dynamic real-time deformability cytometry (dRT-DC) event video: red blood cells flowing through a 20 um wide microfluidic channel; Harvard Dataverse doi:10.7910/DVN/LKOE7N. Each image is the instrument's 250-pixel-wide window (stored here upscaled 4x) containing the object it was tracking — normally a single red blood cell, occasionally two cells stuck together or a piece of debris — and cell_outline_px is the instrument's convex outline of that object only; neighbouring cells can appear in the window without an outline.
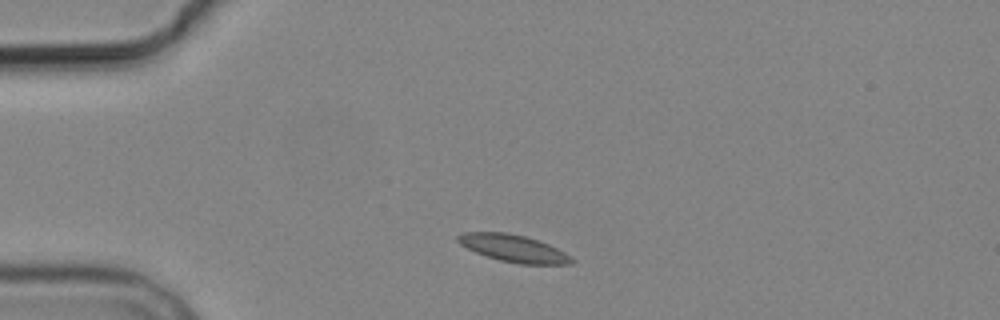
{"species": "common noctule bat (a hibernating species)", "species_latin": "Nyctalus noctula", "temperature_condition": "cold", "stored_images_in_passage": 2, "camera_frame_rate_fps": 3000, "um_per_image_px": 0.085, "animal": {"sex": "male", "body_mass_g": 19.2, "forearm_length_mm": 51.8}, "frame": {"image": 1, "passage_image": 1, "time_ms": 0.0, "image_size_px": [1000, 320], "cell_outline_px": [[576, 260], [572, 264], [520, 264], [500, 260], [476, 252], [460, 244], [456, 240], [456, 236], [464, 232], [508, 232], [524, 236], [548, 244], [564, 252]], "centroid_in_image_um": [43.65, 21.1], "position_along_channel_um": 41.4, "area_um2": 17.86}}